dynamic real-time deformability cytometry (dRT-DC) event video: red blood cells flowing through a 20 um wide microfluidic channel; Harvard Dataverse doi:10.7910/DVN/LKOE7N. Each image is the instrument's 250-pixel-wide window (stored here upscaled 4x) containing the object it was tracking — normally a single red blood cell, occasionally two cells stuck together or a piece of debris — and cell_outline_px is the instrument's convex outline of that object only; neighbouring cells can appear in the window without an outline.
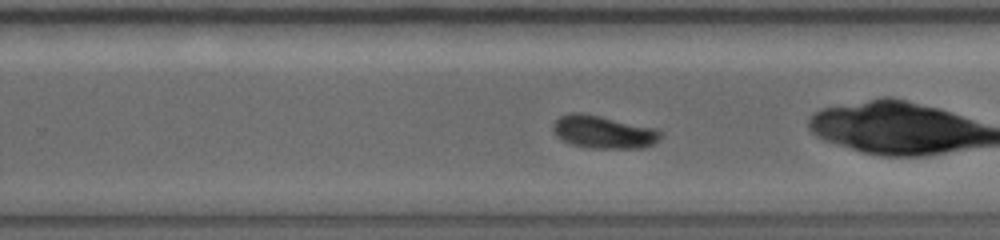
{"species": "common noctule bat (a hibernating species)", "species_latin": "Nyctalus noctula", "temperature_condition": "warm", "stored_images_in_passage": 30, "camera_frame_rate_fps": 5000, "um_per_image_px": 0.085, "animal": {"sex": "female", "body_mass_g": 19.0, "forearm_length_mm": 56.7}, "frame": {"image": 1, "passage_image": 17, "time_ms": 5.6, "image_size_px": [1000, 240], "cell_outline_px": [[664, 132], [660, 140], [656, 144], [644, 148], [588, 148], [572, 144], [556, 136], [552, 128], [552, 124], [560, 116], [572, 112], [584, 112], [660, 128]], "centroid_in_image_um": [51.38, 11.21], "position_along_channel_um": 278.4, "area_um2": 21.27}}